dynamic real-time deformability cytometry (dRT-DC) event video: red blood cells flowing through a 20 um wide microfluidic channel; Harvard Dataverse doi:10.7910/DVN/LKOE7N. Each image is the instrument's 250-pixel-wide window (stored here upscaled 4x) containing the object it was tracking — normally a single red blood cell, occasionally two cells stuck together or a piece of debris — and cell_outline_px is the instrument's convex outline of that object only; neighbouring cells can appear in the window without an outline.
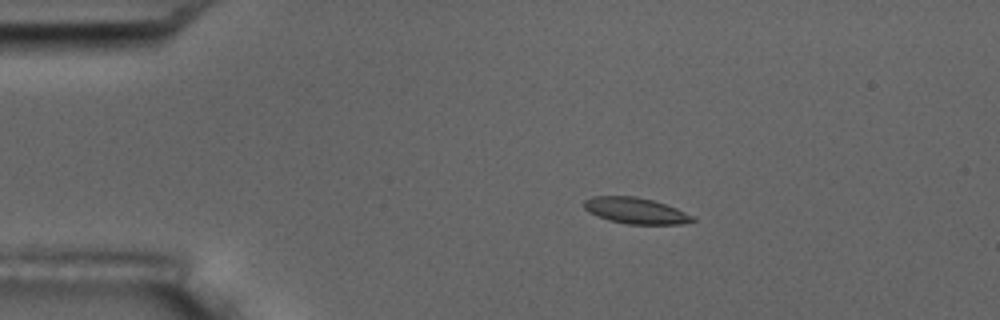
{"species": "common noctule bat (a hibernating species)", "species_latin": "Nyctalus noctula", "temperature_condition": "room temperature", "stored_images_in_passage": 16, "camera_frame_rate_fps": 3000, "um_per_image_px": 0.085, "animal": {"sex": "male", "body_mass_g": 17.5, "forearm_length_mm": 52.3}, "frame": {"image": 1, "passage_image": 3, "time_ms": 3.0, "image_size_px": [1000, 320], "cell_outline_px": [[696, 220], [680, 224], [628, 224], [608, 220], [588, 212], [584, 208], [584, 200], [592, 196], [636, 196], [652, 200], [676, 208], [692, 216]], "centroid_in_image_um": [53.98, 17.9], "position_along_channel_um": 31.0, "area_um2": 16.36}}
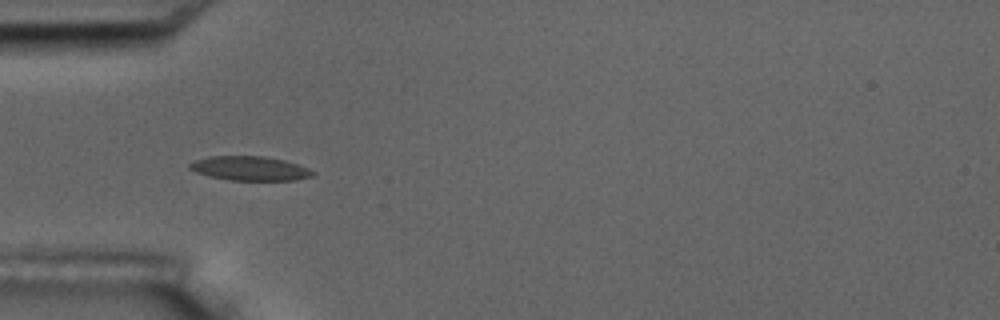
{"frame": {"image": 2, "passage_image": 5, "time_ms": 5.333, "image_size_px": [1000, 320], "cell_outline_px": [[316, 172], [312, 176], [296, 180], [228, 180], [208, 176], [196, 172], [188, 168], [188, 164], [196, 160], [208, 156], [264, 156], [284, 160], [308, 168]], "centroid_in_image_um": [21.22, 14.31], "position_along_channel_um": 63.8, "area_um2": 17.4}}
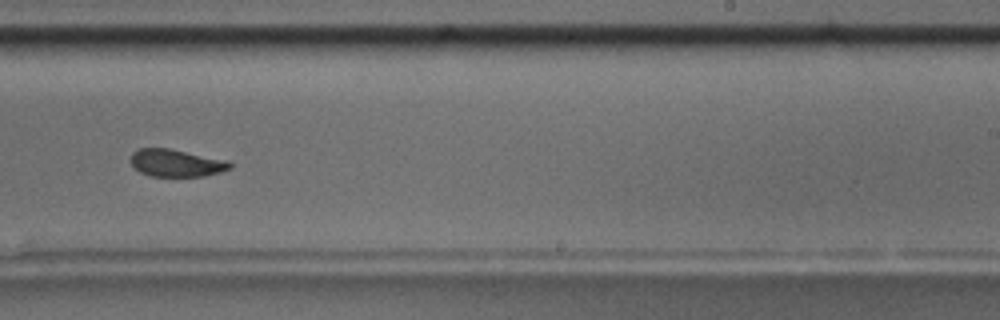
{"frame": {"image": 3, "passage_image": 10, "time_ms": 11.333, "image_size_px": [1000, 320], "cell_outline_px": [[232, 168], [220, 172], [204, 176], [152, 176], [140, 172], [128, 160], [132, 152], [136, 148], [168, 148], [228, 160], [232, 164]], "centroid_in_image_um": [14.96, 13.84], "position_along_channel_um": 274.0, "area_um2": 15.95}, "authors_computed_cell_mechanics": {"area_um2": 16.6464, "velocity_mm_per_s": 3.5342, "shape_relaxation_time_tau1_ms": 2.4843, "shape_relaxation_time_tau2_ms": 1.9417, "deformation_change_tau1": 0.0938, "deformation_change_tau2": 0.0508}}